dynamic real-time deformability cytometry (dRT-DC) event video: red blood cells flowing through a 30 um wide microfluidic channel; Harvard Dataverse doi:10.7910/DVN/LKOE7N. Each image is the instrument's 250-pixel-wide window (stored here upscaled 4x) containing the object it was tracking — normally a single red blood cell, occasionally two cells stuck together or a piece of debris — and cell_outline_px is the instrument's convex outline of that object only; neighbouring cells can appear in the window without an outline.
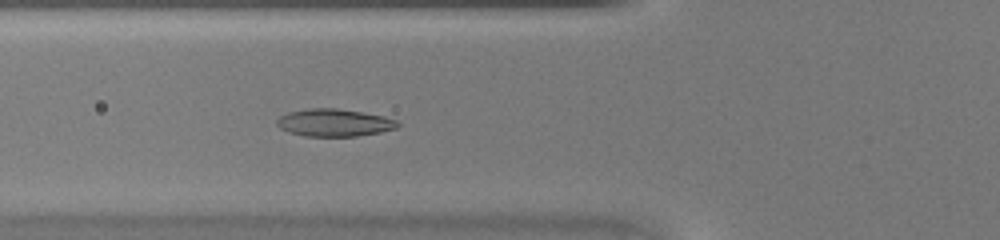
{"species": "common noctule bat (a hibernating species)", "species_latin": "Nyctalus noctula", "temperature_condition": "warm", "stored_images_in_passage": 46, "camera_frame_rate_fps": 3000, "um_per_image_px": 0.085, "animal": {"sex": "female", "body_mass_g": 20.0, "forearm_length_mm": 54.0}, "frame": {"image": 1, "passage_image": 18, "time_ms": 5.667, "image_size_px": [1000, 240], "cell_outline_px": [[400, 124], [396, 128], [380, 132], [356, 136], [304, 136], [288, 132], [280, 128], [276, 124], [276, 120], [280, 116], [288, 112], [308, 108], [336, 108], [384, 116], [396, 120]], "centroid_in_image_um": [28.38, 10.42], "position_along_channel_um": 97.4, "area_um2": 19.31}}
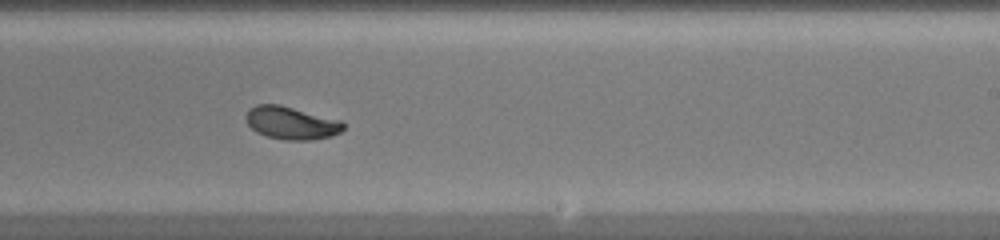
{"frame": {"image": 2, "passage_image": 29, "time_ms": 9.333, "image_size_px": [1000, 240], "cell_outline_px": [[344, 128], [340, 132], [332, 136], [312, 140], [284, 140], [268, 136], [256, 132], [248, 124], [244, 116], [248, 108], [256, 104], [280, 104], [340, 120], [344, 124]], "centroid_in_image_um": [24.73, 10.44], "position_along_channel_um": 264.3, "area_um2": 18.73}}
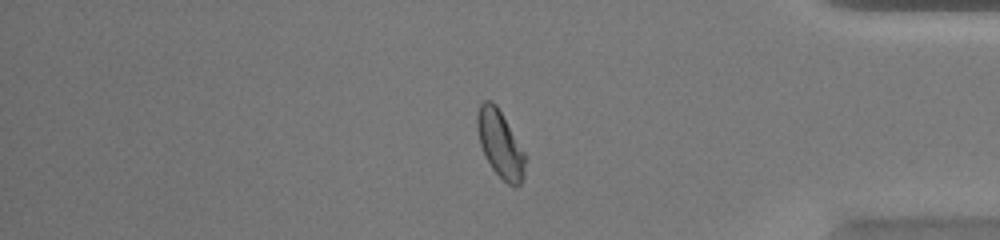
{"frame": {"image": 3, "passage_image": 39, "time_ms": 12.667, "image_size_px": [1000, 240], "cell_outline_px": [[524, 176], [520, 184], [516, 188], [512, 188], [492, 168], [480, 144], [476, 128], [476, 116], [480, 104], [484, 100], [492, 100], [496, 104], [524, 152]], "centroid_in_image_um": [42.49, 12.23], "position_along_channel_um": 392.7, "area_um2": 18.44}}